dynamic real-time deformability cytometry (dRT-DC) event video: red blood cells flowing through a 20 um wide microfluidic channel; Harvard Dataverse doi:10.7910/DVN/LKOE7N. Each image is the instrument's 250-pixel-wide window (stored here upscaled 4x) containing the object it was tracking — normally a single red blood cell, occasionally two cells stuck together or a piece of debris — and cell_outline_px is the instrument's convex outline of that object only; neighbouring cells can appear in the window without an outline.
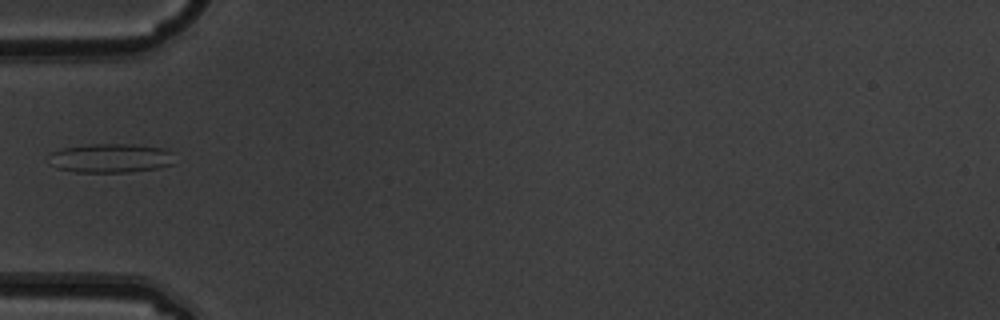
{"species": "common noctule bat (a hibernating species)", "species_latin": "Nyctalus noctula", "temperature_condition": "warm", "stored_images_in_passage": 4, "camera_frame_rate_fps": 3000, "um_per_image_px": 0.085, "animal": {"sex": "male", "body_mass_g": 19.5, "forearm_length_mm": 54.6}, "frame": {"image": 1, "passage_image": 4, "time_ms": 1.0, "image_size_px": [1000, 320], "cell_outline_px": [[176, 152], [172, 164], [156, 168], [128, 172], [76, 172], [56, 168], [48, 164], [52, 152], [60, 148], [92, 144], [132, 144], [164, 148]], "centroid_in_image_um": [9.42, 13.43], "position_along_channel_um": 75.6, "area_um2": 21.56}}